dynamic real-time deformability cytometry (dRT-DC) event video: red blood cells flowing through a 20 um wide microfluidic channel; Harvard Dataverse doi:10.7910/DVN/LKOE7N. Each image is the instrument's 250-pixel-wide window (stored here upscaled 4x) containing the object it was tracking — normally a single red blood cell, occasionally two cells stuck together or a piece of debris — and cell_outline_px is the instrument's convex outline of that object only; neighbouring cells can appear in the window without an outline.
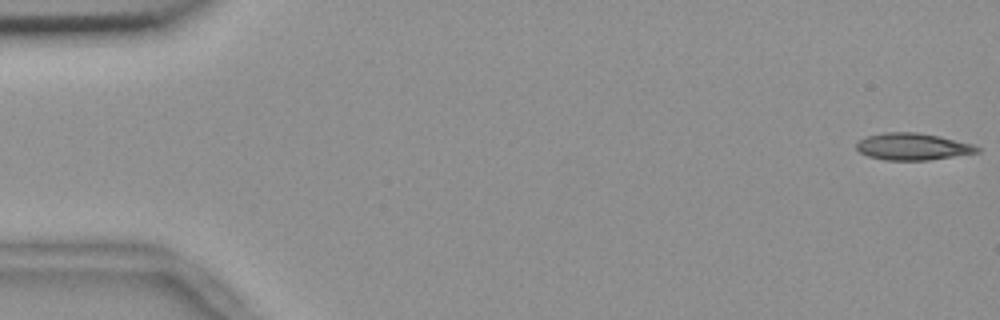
{"species": "common noctule bat (a hibernating species)", "species_latin": "Nyctalus noctula", "temperature_condition": "room temperature", "stored_images_in_passage": 3, "camera_frame_rate_fps": 3000, "um_per_image_px": 0.085, "animal": {"sex": "female", "body_mass_g": 18.4}, "frame": {"image": 1, "passage_image": 1, "time_ms": 0.0, "image_size_px": [1000, 320], "cell_outline_px": [[980, 152], [928, 160], [884, 160], [868, 156], [860, 152], [856, 148], [856, 140], [868, 136], [884, 132], [916, 132], [936, 136], [972, 144], [980, 148]], "centroid_in_image_um": [77.52, 12.46], "position_along_channel_um": 7.5, "area_um2": 18.79}}